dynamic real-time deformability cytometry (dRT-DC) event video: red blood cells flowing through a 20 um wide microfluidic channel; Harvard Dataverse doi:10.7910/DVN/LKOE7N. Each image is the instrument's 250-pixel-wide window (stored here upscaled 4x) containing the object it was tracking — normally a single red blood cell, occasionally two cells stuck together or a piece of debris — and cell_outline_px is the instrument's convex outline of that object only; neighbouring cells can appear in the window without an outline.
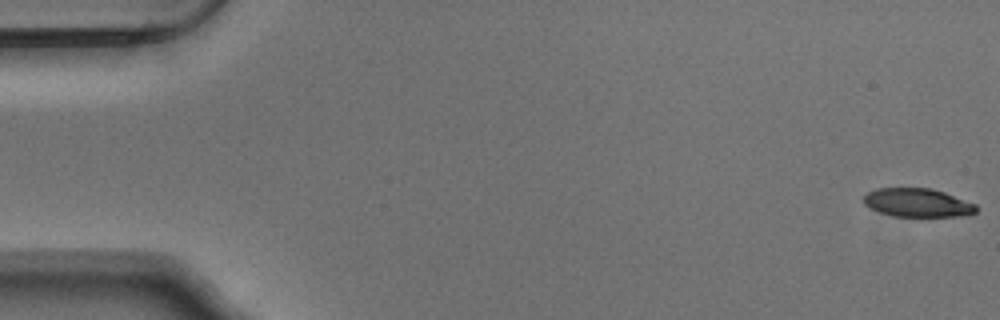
{"species": "Egyptian fruit bat (a non-hibernating species)", "species_latin": "Rousettus aegyptiacus", "temperature_condition": "warm", "stored_images_in_passage": 54, "camera_frame_rate_fps": 3000, "um_per_image_px": 0.085, "animal": {"sex": "male"}, "frame": {"image": 1, "passage_image": 1, "time_ms": 0.0, "image_size_px": [1000, 320], "cell_outline_px": [[976, 212], [964, 216], [892, 216], [868, 208], [864, 204], [864, 196], [868, 192], [876, 188], [932, 188], [944, 192], [976, 204]], "centroid_in_image_um": [77.97, 17.23], "position_along_channel_um": 7.0, "area_um2": 18.73}}
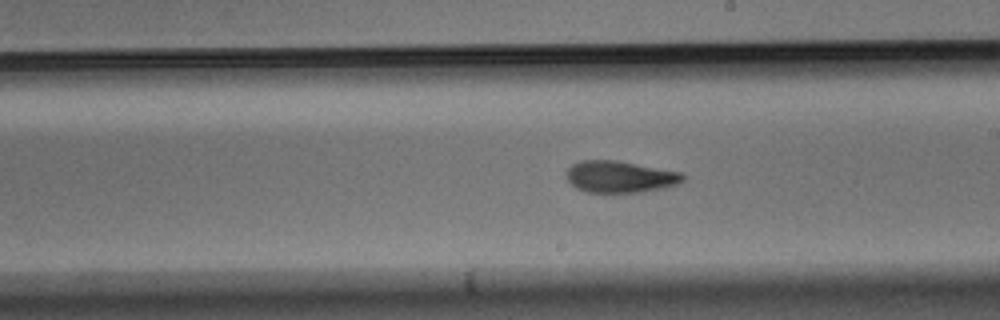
{"frame": {"image": 2, "passage_image": 31, "time_ms": 10.0, "image_size_px": [1000, 320], "cell_outline_px": [[684, 180], [676, 184], [664, 188], [640, 192], [588, 192], [576, 188], [564, 176], [564, 172], [572, 164], [580, 160], [616, 160], [680, 172], [684, 176]], "centroid_in_image_um": [52.64, 15.02], "position_along_channel_um": 236.4, "area_um2": 21.5}}
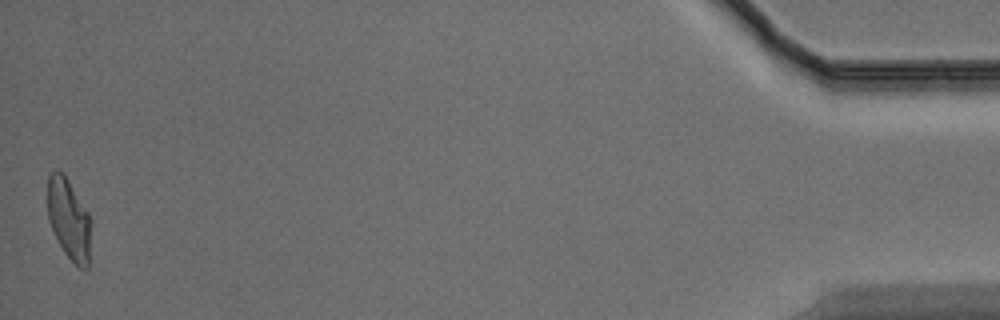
{"frame": {"image": 3, "passage_image": 54, "time_ms": 17.667, "image_size_px": [1000, 320], "cell_outline_px": [[92, 220], [88, 268], [80, 268], [64, 252], [48, 220], [48, 176], [52, 172], [64, 172], [88, 212]], "centroid_in_image_um": [5.88, 18.62], "position_along_channel_um": 429.3, "area_um2": 20.4}, "authors_computed_cell_mechanics": {"area_um2": 21.2993, "velocity_mm_per_s": 3.7374, "shape_relaxation_time_tau1_ms": 4.1472, "shape_relaxation_time_tau2_ms": 3.4968, "deformation_change_tau1": 0.1903, "deformation_change_tau2": 0.1175}}